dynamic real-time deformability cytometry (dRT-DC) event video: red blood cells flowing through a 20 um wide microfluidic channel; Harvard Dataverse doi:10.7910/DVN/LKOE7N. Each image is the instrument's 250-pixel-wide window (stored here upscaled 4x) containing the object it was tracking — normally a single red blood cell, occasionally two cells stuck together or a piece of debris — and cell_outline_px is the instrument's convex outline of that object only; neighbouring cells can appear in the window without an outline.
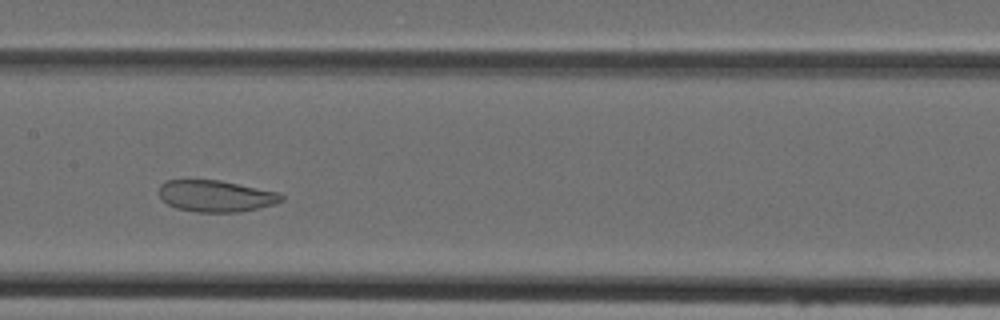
{"species": "Egyptian fruit bat (a non-hibernating species)", "species_latin": "Rousettus aegyptiacus", "temperature_condition": "cold", "stored_images_in_passage": 40, "camera_frame_rate_fps": 3000, "um_per_image_px": 0.085, "animal": {"sex": "female"}, "frame": {"image": 1, "passage_image": 16, "time_ms": 5.0, "image_size_px": [1000, 320], "cell_outline_px": [[284, 200], [276, 204], [260, 208], [240, 212], [196, 212], [176, 208], [168, 204], [160, 196], [160, 184], [168, 180], [220, 180], [280, 192], [284, 196]], "centroid_in_image_um": [18.41, 16.67], "position_along_channel_um": 189.0, "area_um2": 22.66}}
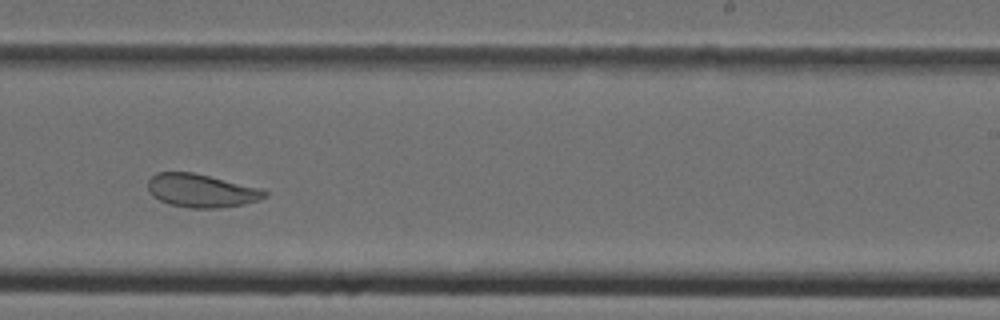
{"frame": {"image": 2, "passage_image": 22, "time_ms": 7.0, "image_size_px": [1000, 320], "cell_outline_px": [[268, 196], [260, 200], [244, 204], [216, 208], [188, 208], [168, 204], [152, 196], [148, 192], [148, 180], [156, 172], [192, 172], [260, 188], [268, 192]], "centroid_in_image_um": [17.1, 16.21], "position_along_channel_um": 271.9, "area_um2": 22.72}}
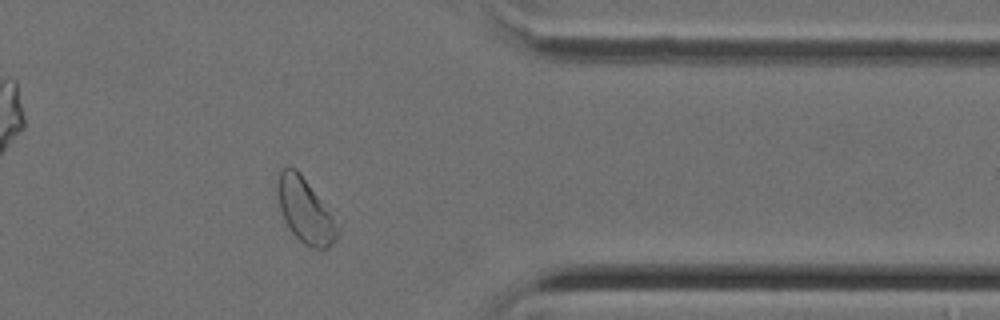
{"frame": {"image": 3, "passage_image": 31, "time_ms": 10.0, "image_size_px": [1000, 320], "cell_outline_px": [[340, 232], [336, 240], [328, 248], [312, 248], [304, 244], [292, 232], [284, 220], [280, 208], [276, 188], [280, 168], [296, 168], [340, 224]], "centroid_in_image_um": [25.97, 17.92], "position_along_channel_um": 385.4, "area_um2": 22.54}}